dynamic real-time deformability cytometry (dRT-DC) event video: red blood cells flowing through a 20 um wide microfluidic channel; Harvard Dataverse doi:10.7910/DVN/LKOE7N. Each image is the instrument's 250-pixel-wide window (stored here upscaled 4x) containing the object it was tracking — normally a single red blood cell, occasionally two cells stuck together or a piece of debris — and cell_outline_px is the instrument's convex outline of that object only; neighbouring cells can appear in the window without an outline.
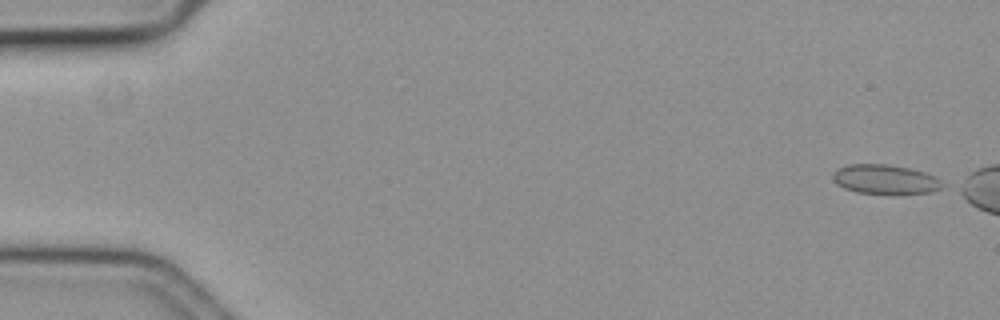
{"species": "common noctule bat (a hibernating species)", "species_latin": "Nyctalus noctula", "temperature_condition": "cold", "stored_images_in_passage": 10, "camera_frame_rate_fps": 3000, "um_per_image_px": 0.085, "animal": {"sex": "female", "body_mass_g": 19.3, "forearm_length_mm": 54.1}, "frame": {"image": 1, "passage_image": 1, "time_ms": 0.0, "image_size_px": [1000, 320], "cell_outline_px": [[944, 184], [940, 188], [928, 192], [856, 192], [844, 188], [836, 184], [832, 180], [832, 176], [840, 168], [848, 164], [884, 164], [908, 168], [924, 172], [940, 180]], "centroid_in_image_um": [75.18, 15.22], "position_along_channel_um": 9.8, "area_um2": 17.98}}